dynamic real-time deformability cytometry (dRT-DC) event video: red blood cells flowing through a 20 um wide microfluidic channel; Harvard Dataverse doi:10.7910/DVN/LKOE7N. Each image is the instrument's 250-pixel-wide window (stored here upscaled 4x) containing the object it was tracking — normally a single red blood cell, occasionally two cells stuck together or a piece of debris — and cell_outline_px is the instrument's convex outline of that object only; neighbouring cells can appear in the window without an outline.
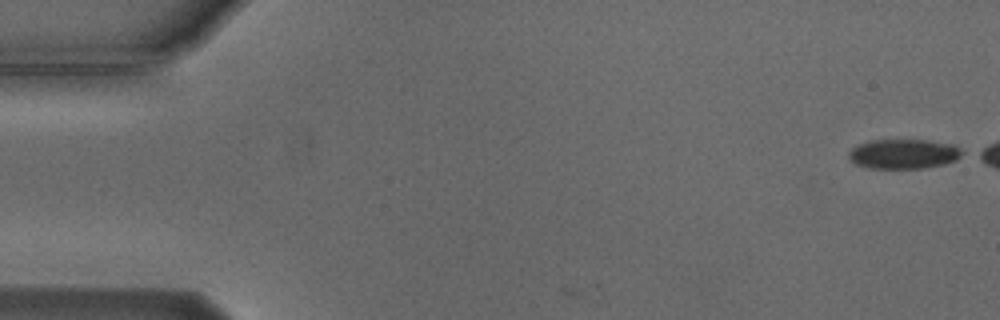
{"species": "Egyptian fruit bat (a non-hibernating species)", "species_latin": "Rousettus aegyptiacus", "temperature_condition": "cold", "stored_images_in_passage": 2, "camera_frame_rate_fps": 3000, "um_per_image_px": 0.085, "animal": {"sex": "male"}, "frame": {"image": 1, "passage_image": 2, "time_ms": 0.333, "image_size_px": [1000, 320], "cell_outline_px": [[968, 152], [964, 156], [956, 160], [944, 164], [924, 168], [868, 168], [856, 164], [848, 156], [848, 152], [856, 144], [872, 140], [924, 140], [952, 144]], "centroid_in_image_um": [76.85, 13.08], "position_along_channel_um": 8.1, "area_um2": 19.83}}